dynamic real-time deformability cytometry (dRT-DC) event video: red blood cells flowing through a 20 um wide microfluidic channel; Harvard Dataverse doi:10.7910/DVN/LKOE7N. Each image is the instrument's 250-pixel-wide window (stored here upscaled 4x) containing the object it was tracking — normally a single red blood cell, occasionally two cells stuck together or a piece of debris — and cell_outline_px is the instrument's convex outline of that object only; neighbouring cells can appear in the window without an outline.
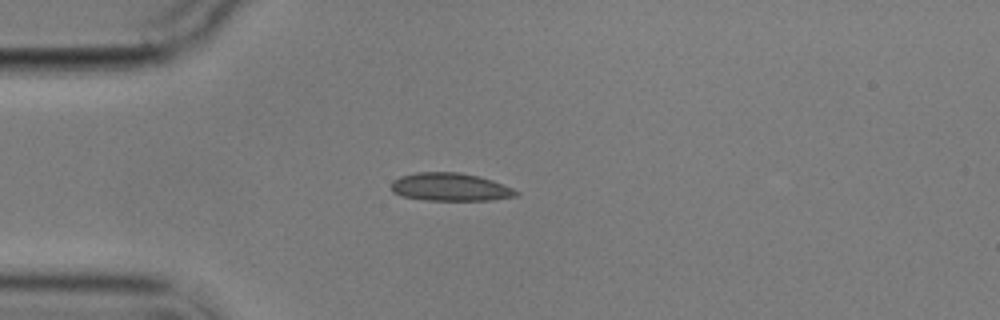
{"species": "common noctule bat (a hibernating species)", "species_latin": "Nyctalus noctula", "temperature_condition": "cold", "stored_images_in_passage": 5, "camera_frame_rate_fps": 3000, "um_per_image_px": 0.085, "animal": {"sex": "male", "body_mass_g": 17.9}, "frame": {"image": 1, "passage_image": 4, "time_ms": 3.667, "image_size_px": [1000, 320], "cell_outline_px": [[520, 192], [516, 196], [488, 200], [424, 200], [400, 196], [392, 192], [392, 180], [400, 176], [416, 172], [460, 172], [492, 180], [512, 188]], "centroid_in_image_um": [38.22, 15.9], "position_along_channel_um": 46.8, "area_um2": 20.35}}